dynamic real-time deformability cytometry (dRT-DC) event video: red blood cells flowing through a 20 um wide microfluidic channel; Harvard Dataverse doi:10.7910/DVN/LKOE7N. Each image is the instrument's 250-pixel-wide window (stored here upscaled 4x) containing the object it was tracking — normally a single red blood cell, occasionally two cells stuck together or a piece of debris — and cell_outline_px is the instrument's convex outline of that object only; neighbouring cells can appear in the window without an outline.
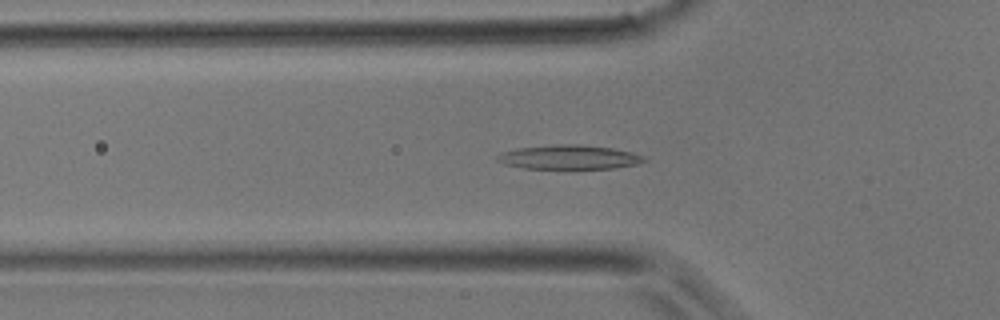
{"species": "common noctule bat (a hibernating species)", "species_latin": "Nyctalus noctula", "temperature_condition": "room temperature", "stored_images_in_passage": 38, "camera_frame_rate_fps": 3000, "um_per_image_px": 0.085, "animal": {"sex": "male", "body_mass_g": 17.9}, "frame": {"image": 1, "passage_image": 12, "time_ms": 3.667, "image_size_px": [1000, 320], "cell_outline_px": [[648, 160], [640, 164], [616, 168], [524, 168], [504, 164], [496, 160], [496, 156], [504, 152], [520, 148], [560, 144], [580, 144], [612, 148], [632, 152], [644, 156]], "centroid_in_image_um": [48.45, 13.36], "position_along_channel_um": 77.4, "area_um2": 20.58}}
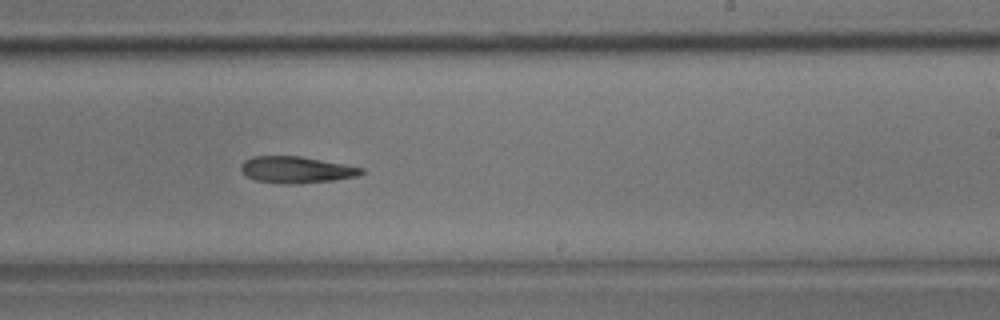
{"frame": {"image": 2, "passage_image": 23, "time_ms": 7.333, "image_size_px": [1000, 320], "cell_outline_px": [[364, 172], [356, 176], [332, 180], [300, 184], [280, 184], [256, 180], [248, 176], [240, 168], [240, 164], [244, 160], [252, 156], [300, 156], [344, 164], [364, 168]], "centroid_in_image_um": [25.17, 14.43], "position_along_channel_um": 263.8, "area_um2": 18.61}}
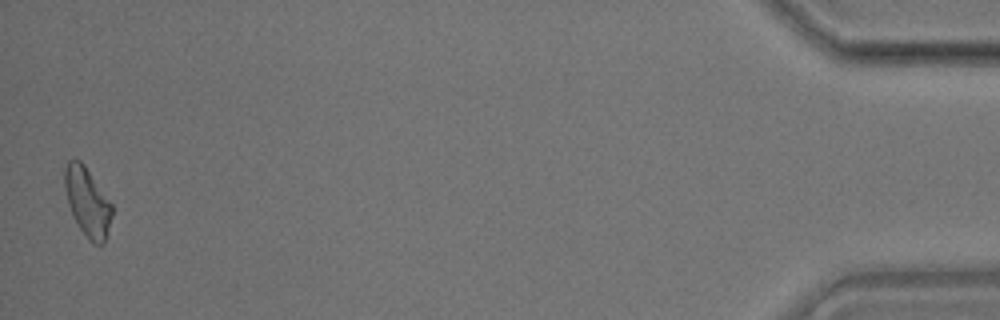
{"frame": {"image": 3, "passage_image": 38, "time_ms": 12.333, "image_size_px": [1000, 320], "cell_outline_px": [[112, 216], [104, 244], [96, 244], [88, 240], [72, 216], [68, 204], [64, 188], [64, 168], [68, 160], [80, 160], [84, 164], [112, 204]], "centroid_in_image_um": [7.41, 17.16], "position_along_channel_um": 427.8, "area_um2": 18.96}}